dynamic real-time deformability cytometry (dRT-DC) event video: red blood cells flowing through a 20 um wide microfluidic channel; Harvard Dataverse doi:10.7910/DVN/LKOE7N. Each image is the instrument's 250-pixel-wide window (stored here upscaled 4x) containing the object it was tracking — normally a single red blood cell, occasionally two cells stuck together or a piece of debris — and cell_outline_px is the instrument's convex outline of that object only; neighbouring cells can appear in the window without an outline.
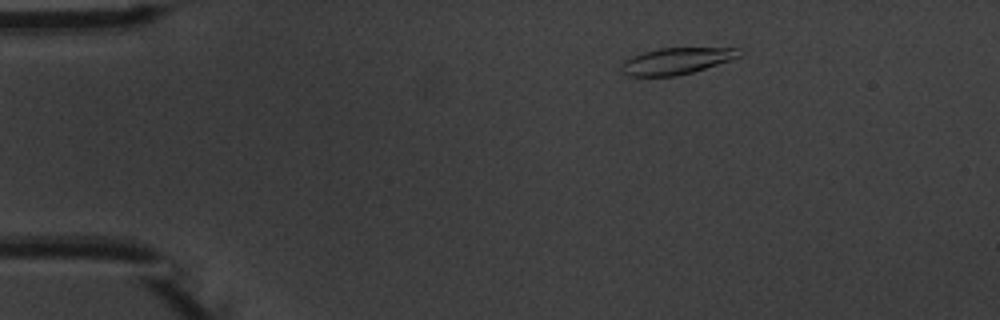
{"species": "common noctule bat (a hibernating species)", "species_latin": "Nyctalus noctula", "temperature_condition": "warm", "stored_images_in_passage": 3, "camera_frame_rate_fps": 3000, "um_per_image_px": 0.085, "animal": {"sex": "male", "body_mass_g": 20.1, "forearm_length_mm": 53.5}, "frame": {"image": 1, "passage_image": 3, "time_ms": 2.667, "image_size_px": [1000, 320], "cell_outline_px": [[744, 52], [740, 56], [692, 72], [676, 76], [628, 76], [620, 72], [624, 60], [632, 56], [644, 52], [660, 48], [740, 48]], "centroid_in_image_um": [57.47, 5.18], "position_along_channel_um": 27.5, "area_um2": 18.03}}